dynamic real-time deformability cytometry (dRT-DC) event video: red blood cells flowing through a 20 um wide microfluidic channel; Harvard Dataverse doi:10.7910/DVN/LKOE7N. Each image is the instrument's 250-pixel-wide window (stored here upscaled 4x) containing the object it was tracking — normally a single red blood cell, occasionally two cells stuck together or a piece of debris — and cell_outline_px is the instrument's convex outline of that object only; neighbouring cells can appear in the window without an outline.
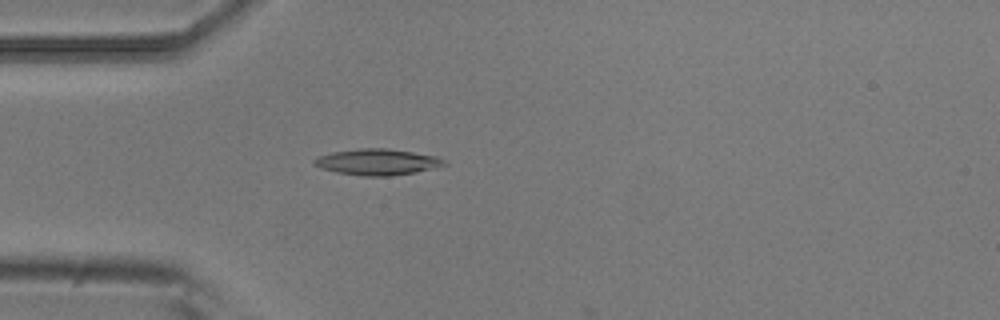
{"species": "common noctule bat (a hibernating species)", "species_latin": "Nyctalus noctula", "temperature_condition": "room temperature", "stored_images_in_passage": 5, "camera_frame_rate_fps": 3000, "um_per_image_px": 0.085, "animal": {"sex": "male", "body_mass_g": 20.5, "forearm_length_mm": 52.5}, "frame": {"image": 1, "passage_image": 5, "time_ms": 1.333, "image_size_px": [1000, 320], "cell_outline_px": [[448, 164], [416, 172], [388, 176], [364, 176], [336, 172], [320, 168], [312, 164], [312, 160], [320, 156], [332, 152], [360, 148], [388, 148], [436, 156], [444, 160]], "centroid_in_image_um": [32.04, 13.76], "position_along_channel_um": 53.0, "area_um2": 19.71}}